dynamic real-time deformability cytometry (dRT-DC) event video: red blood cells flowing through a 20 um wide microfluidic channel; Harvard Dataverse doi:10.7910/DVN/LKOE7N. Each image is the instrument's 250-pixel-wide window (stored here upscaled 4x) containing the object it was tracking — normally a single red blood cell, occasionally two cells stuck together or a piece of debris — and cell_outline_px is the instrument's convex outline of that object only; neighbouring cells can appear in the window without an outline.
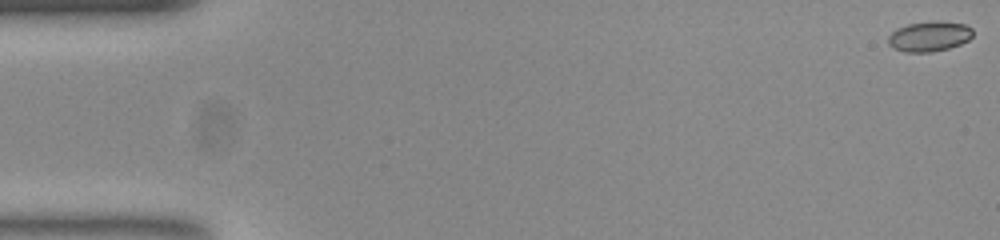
{"species": "common noctule bat (a hibernating species)", "species_latin": "Nyctalus noctula", "temperature_condition": "room temperature", "stored_images_in_passage": 53, "camera_frame_rate_fps": 3000, "um_per_image_px": 0.085, "animal": {"sex": "female", "body_mass_g": 23.0, "forearm_length_mm": 53.4}, "frame": {"image": 1, "passage_image": 1, "time_ms": 0.0, "image_size_px": [1000, 240], "cell_outline_px": [[972, 36], [968, 40], [960, 44], [948, 48], [932, 52], [904, 52], [892, 48], [888, 44], [888, 36], [896, 28], [908, 24], [928, 20], [932, 20], [964, 24], [972, 28]], "centroid_in_image_um": [78.95, 3.08], "position_along_channel_um": 6.0, "area_um2": 15.03}}
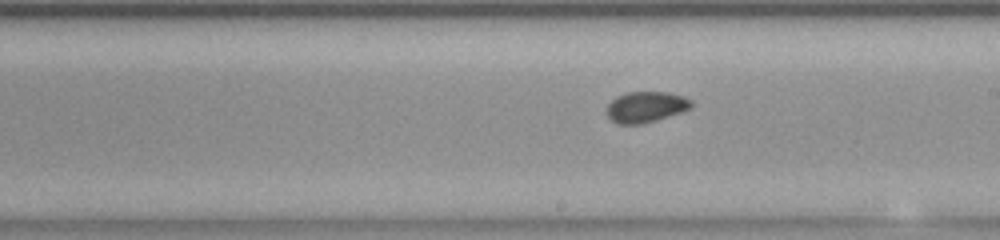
{"frame": {"image": 2, "passage_image": 30, "time_ms": 9.667, "image_size_px": [1000, 240], "cell_outline_px": [[692, 108], [644, 124], [616, 124], [608, 116], [608, 104], [616, 96], [628, 92], [668, 92], [684, 96], [692, 100]], "centroid_in_image_um": [54.91, 9.09], "position_along_channel_um": 234.1, "area_um2": 15.2}}
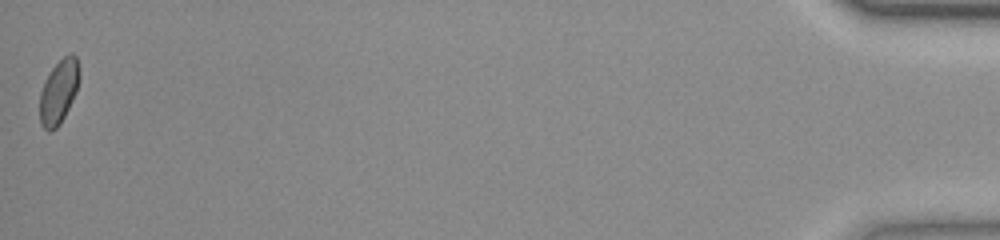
{"frame": {"image": 3, "passage_image": 53, "time_ms": 17.333, "image_size_px": [1000, 240], "cell_outline_px": [[80, 80], [76, 92], [60, 124], [56, 128], [48, 132], [40, 124], [40, 92], [44, 80], [52, 68], [64, 56], [72, 52], [76, 56], [80, 72]], "centroid_in_image_um": [5.0, 7.78], "position_along_channel_um": 430.2, "area_um2": 14.85}, "authors_computed_cell_mechanics": {"area_um2": 15.1436, "velocity_mm_per_s": 3.888, "shape_relaxation_time_tau1_ms": null, "shape_relaxation_time_tau2_ms": 1.0503, "deformation_change_tau1": null, "deformation_change_tau2": 0.0404}}